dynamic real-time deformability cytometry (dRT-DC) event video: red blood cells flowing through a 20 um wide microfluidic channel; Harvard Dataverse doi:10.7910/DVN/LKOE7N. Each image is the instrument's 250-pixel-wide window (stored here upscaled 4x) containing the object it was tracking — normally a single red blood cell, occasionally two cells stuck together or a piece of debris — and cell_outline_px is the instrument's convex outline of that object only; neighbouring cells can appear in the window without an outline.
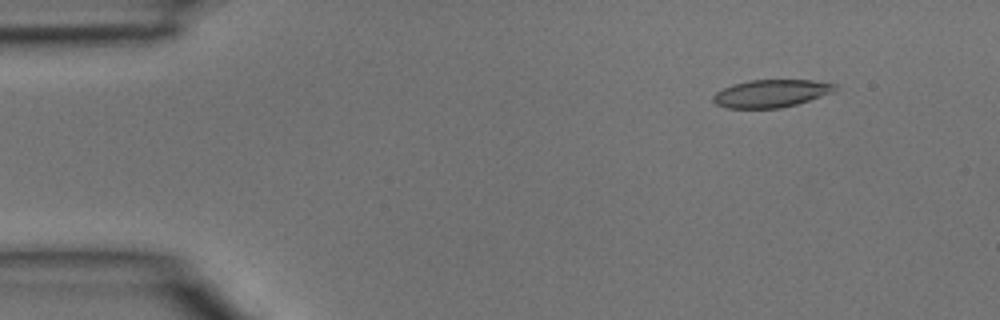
{"species": "common noctule bat (a hibernating species)", "species_latin": "Nyctalus noctula", "temperature_condition": "room temperature", "stored_images_in_passage": 5, "camera_frame_rate_fps": 3000, "um_per_image_px": 0.085, "animal": {"sex": "male", "body_mass_g": 15.6}, "frame": {"image": 1, "passage_image": 1, "time_ms": 0.0, "image_size_px": [1000, 320], "cell_outline_px": [[836, 92], [796, 104], [780, 108], [728, 108], [716, 104], [712, 100], [712, 96], [716, 92], [732, 84], [752, 80], [812, 80], [836, 84]], "centroid_in_image_um": [65.56, 7.94], "position_along_channel_um": 19.4, "area_um2": 19.65}}
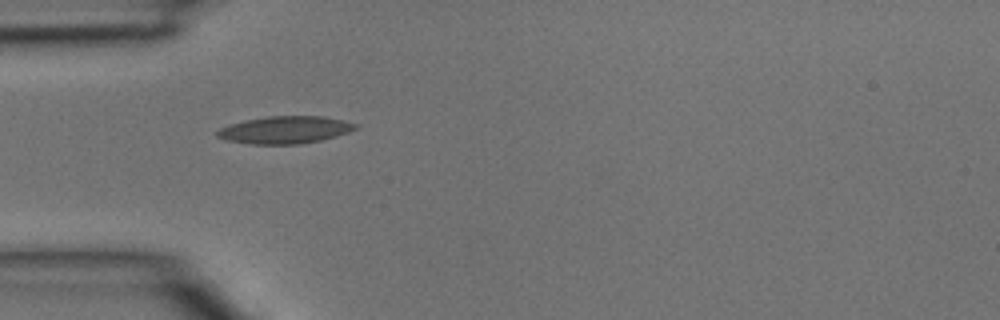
{"frame": {"image": 2, "passage_image": 3, "time_ms": 0.667, "image_size_px": [1000, 320], "cell_outline_px": [[356, 128], [348, 132], [336, 136], [320, 140], [300, 144], [252, 144], [228, 140], [216, 136], [216, 132], [220, 128], [228, 124], [268, 116], [320, 116], [344, 120], [356, 124]], "centroid_in_image_um": [24.21, 11.04], "position_along_channel_um": 60.8, "area_um2": 21.79}}
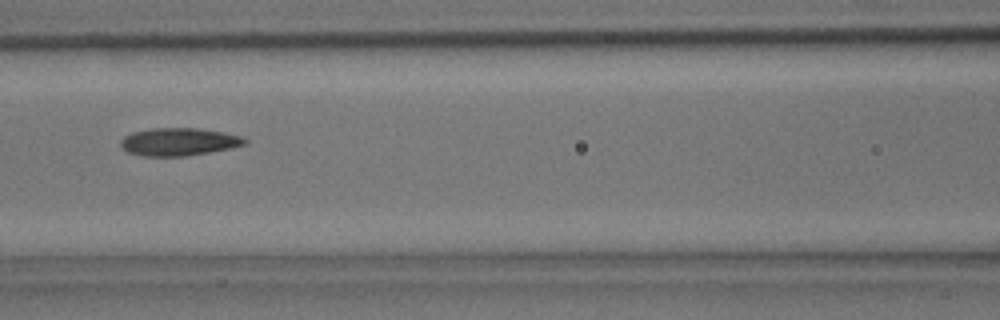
{"frame": {"image": 3, "passage_image": 5, "time_ms": 1.333, "image_size_px": [1000, 320], "cell_outline_px": [[248, 144], [232, 148], [184, 156], [140, 156], [128, 152], [120, 144], [120, 140], [124, 136], [132, 132], [152, 128], [200, 128], [224, 132], [240, 136], [248, 140]], "centroid_in_image_um": [15.21, 12.05], "position_along_channel_um": 151.4, "area_um2": 20.17}}